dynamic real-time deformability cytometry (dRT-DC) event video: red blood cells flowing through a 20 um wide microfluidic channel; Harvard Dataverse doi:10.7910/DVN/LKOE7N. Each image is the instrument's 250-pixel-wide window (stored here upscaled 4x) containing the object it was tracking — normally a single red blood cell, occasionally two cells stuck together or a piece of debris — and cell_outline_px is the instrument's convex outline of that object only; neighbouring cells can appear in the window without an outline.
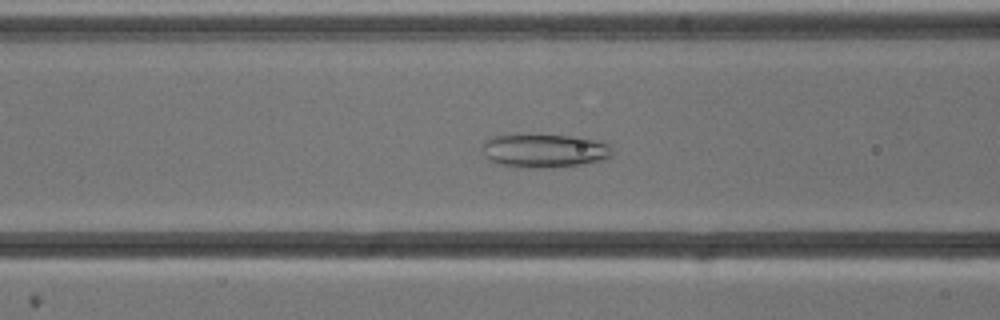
{"species": "common noctule bat (a hibernating species)", "species_latin": "Nyctalus noctula", "temperature_condition": "cold", "stored_images_in_passage": 50, "camera_frame_rate_fps": 3000, "um_per_image_px": 0.085, "animal": {"sex": "male", "body_mass_g": 13.3}, "frame": {"image": 1, "passage_image": 17, "time_ms": 5.333, "image_size_px": [1000, 320], "cell_outline_px": [[612, 156], [608, 160], [584, 164], [548, 168], [512, 168], [496, 164], [488, 160], [484, 156], [484, 140], [492, 136], [512, 132], [516, 132], [580, 136], [608, 144], [612, 152]], "centroid_in_image_um": [46.22, 12.79], "position_along_channel_um": 120.4, "area_um2": 26.93}}
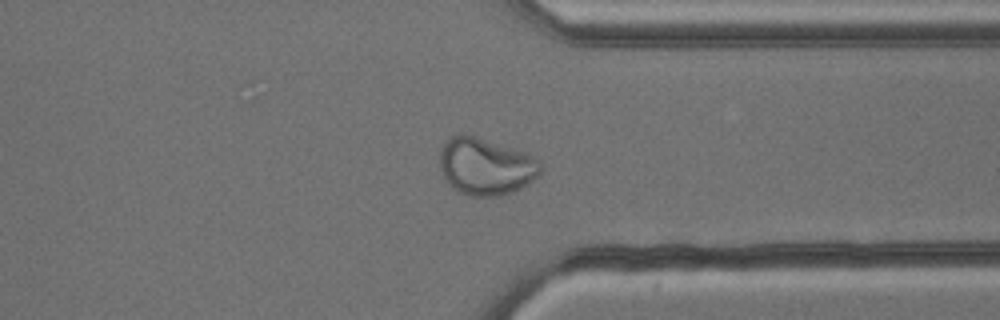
{"frame": {"image": 2, "passage_image": 37, "time_ms": 12.0, "image_size_px": [1000, 320], "cell_outline_px": [[540, 172], [532, 180], [520, 188], [512, 192], [496, 196], [472, 196], [460, 192], [452, 188], [444, 180], [440, 168], [440, 152], [444, 144], [456, 132], [464, 132], [524, 152], [532, 156], [540, 164]], "centroid_in_image_um": [41.22, 14.13], "position_along_channel_um": 370.2, "area_um2": 33.41}}
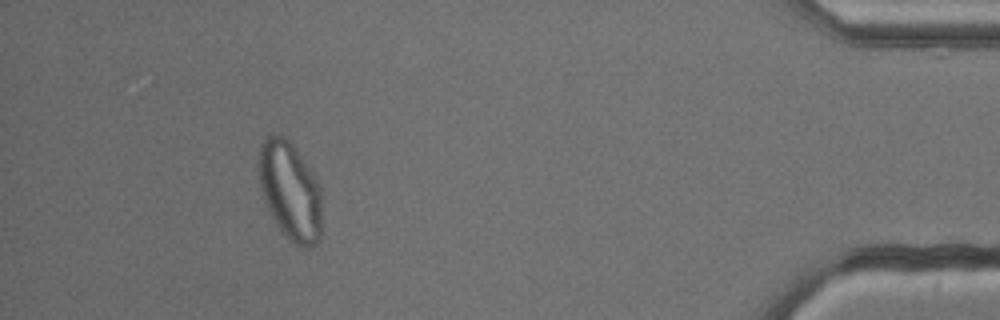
{"frame": {"image": 3, "passage_image": 45, "time_ms": 14.667, "image_size_px": [1000, 320], "cell_outline_px": [[320, 240], [312, 248], [300, 248], [288, 240], [276, 224], [264, 200], [260, 188], [260, 144], [268, 136], [288, 136], [316, 180], [320, 188]], "centroid_in_image_um": [24.67, 16.28], "position_along_channel_um": 410.5, "area_um2": 35.84}}